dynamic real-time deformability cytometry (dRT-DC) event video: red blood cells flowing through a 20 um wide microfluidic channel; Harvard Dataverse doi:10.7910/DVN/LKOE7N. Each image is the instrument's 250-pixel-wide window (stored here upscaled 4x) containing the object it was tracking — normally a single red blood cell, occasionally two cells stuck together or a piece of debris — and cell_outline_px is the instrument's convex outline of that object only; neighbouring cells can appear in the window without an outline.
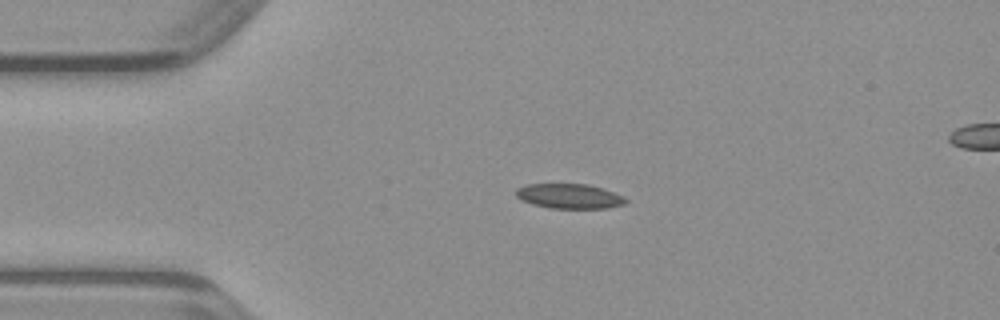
{"species": "common noctule bat (a hibernating species)", "species_latin": "Nyctalus noctula", "temperature_condition": "warm", "stored_images_in_passage": 39, "segment_of_instrument_passage": [1, 2], "camera_frame_rate_fps": 3000, "um_per_image_px": 0.085, "animal": {"sex": "male", "body_mass_g": 23.1, "forearm_length_mm": 52.7}, "frame": {"image": 1, "passage_image": 1, "time_ms": 0.0, "image_size_px": [1000, 320], "cell_outline_px": [[628, 200], [624, 204], [608, 208], [548, 208], [532, 204], [516, 196], [516, 188], [524, 184], [588, 184], [604, 188], [624, 196]], "centroid_in_image_um": [48.41, 16.67], "position_along_channel_um": 36.6, "area_um2": 15.95}}
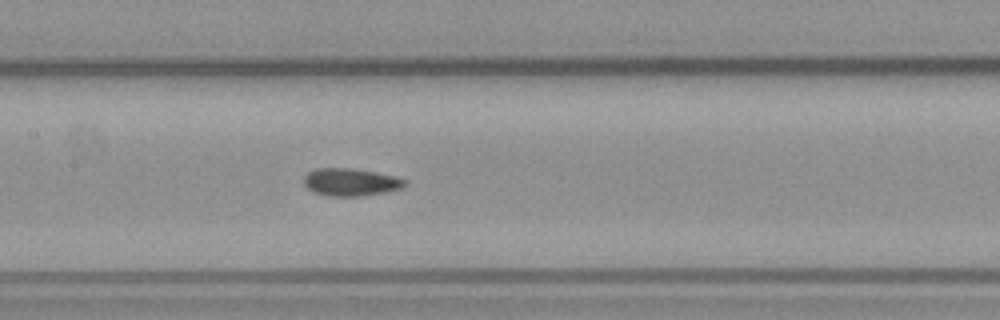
{"frame": {"image": 2, "passage_image": 13, "time_ms": 4.0, "image_size_px": [1000, 320], "cell_outline_px": [[408, 184], [404, 188], [388, 192], [360, 196], [328, 196], [312, 192], [304, 184], [304, 176], [308, 172], [316, 168], [352, 168], [376, 172], [396, 176], [408, 180]], "centroid_in_image_um": [29.86, 15.48], "position_along_channel_um": 177.5, "area_um2": 16.59}}
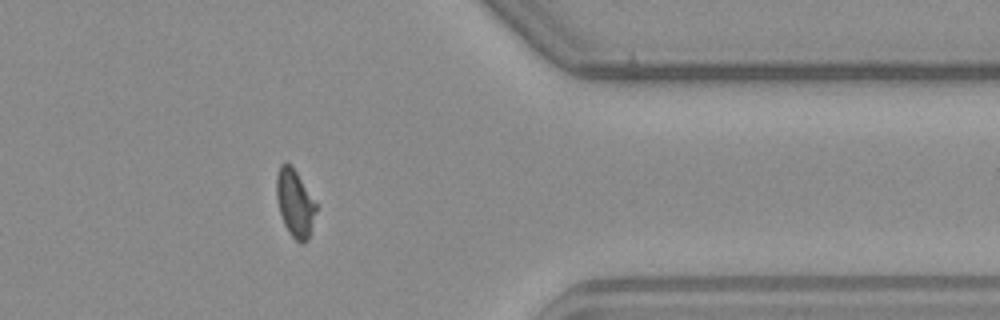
{"frame": {"image": 3, "passage_image": 29, "time_ms": 9.333, "image_size_px": [1000, 320], "cell_outline_px": [[316, 212], [308, 240], [304, 244], [300, 244], [288, 232], [284, 224], [280, 212], [276, 196], [276, 176], [280, 164], [284, 160], [296, 172], [316, 204]], "centroid_in_image_um": [25.05, 17.3], "position_along_channel_um": 386.3, "area_um2": 15.37}}